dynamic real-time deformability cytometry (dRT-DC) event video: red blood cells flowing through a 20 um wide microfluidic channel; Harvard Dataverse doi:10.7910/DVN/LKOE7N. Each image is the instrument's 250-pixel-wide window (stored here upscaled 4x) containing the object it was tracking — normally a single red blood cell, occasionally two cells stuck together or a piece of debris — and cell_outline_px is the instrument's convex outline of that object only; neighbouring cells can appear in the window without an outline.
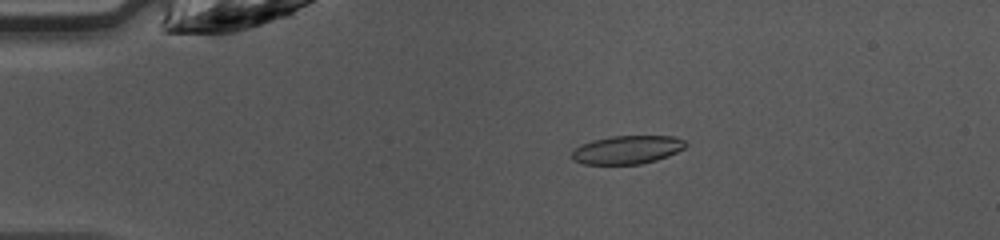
{"species": "common noctule bat (a hibernating species)", "species_latin": "Nyctalus noctula", "temperature_condition": "warm", "stored_images_in_passage": 47, "camera_frame_rate_fps": 3000, "um_per_image_px": 0.085, "animal": {"sex": "female", "body_mass_g": 10.0, "forearm_length_mm": 53.1}, "frame": {"image": 1, "passage_image": 10, "time_ms": 3.0, "image_size_px": [1000, 240], "cell_outline_px": [[688, 144], [684, 148], [668, 156], [656, 160], [640, 164], [584, 164], [572, 160], [572, 152], [580, 144], [592, 140], [612, 136], [672, 136], [684, 140]], "centroid_in_image_um": [53.3, 12.73], "position_along_channel_um": 31.7, "area_um2": 18.79}}
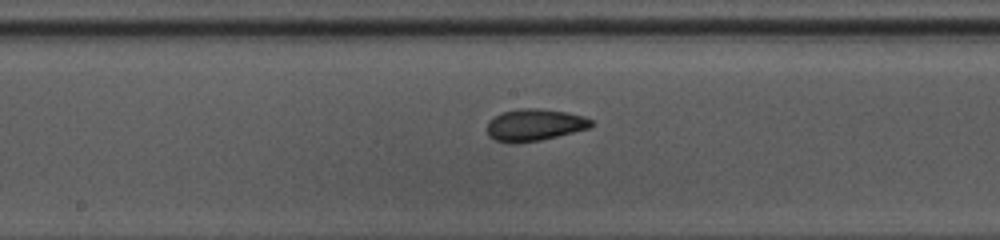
{"frame": {"image": 2, "passage_image": 25, "time_ms": 8.0, "image_size_px": [1000, 240], "cell_outline_px": [[596, 124], [588, 128], [540, 140], [496, 140], [488, 136], [488, 120], [500, 112], [520, 108], [536, 108], [568, 112], [584, 116], [592, 120]], "centroid_in_image_um": [45.47, 10.56], "position_along_channel_um": 202.7, "area_um2": 18.84}}
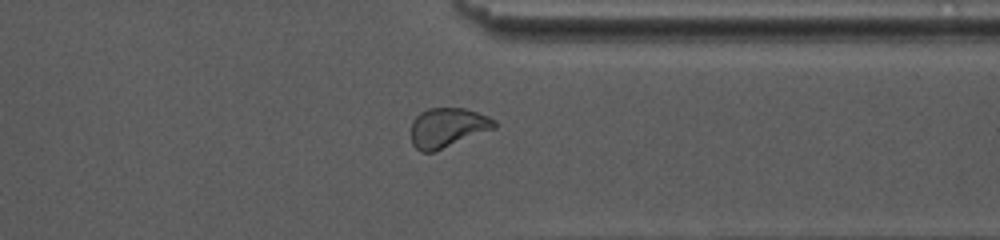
{"frame": {"image": 3, "passage_image": 37, "time_ms": 12.0, "image_size_px": [1000, 240], "cell_outline_px": [[496, 128], [432, 152], [420, 152], [412, 144], [412, 120], [420, 112], [428, 108], [464, 108], [488, 116], [496, 120]], "centroid_in_image_um": [38.04, 10.83], "position_along_channel_um": 373.4, "area_um2": 19.07}, "authors_computed_cell_mechanics": {"area_um2": 19.363, "velocity_mm_per_s": 4.297, "shape_relaxation_time_tau1_ms": 3.0231, "shape_relaxation_time_tau2_ms": 1.5677, "deformation_change_tau1": 0.1036, "deformation_change_tau2": 0.0555}}